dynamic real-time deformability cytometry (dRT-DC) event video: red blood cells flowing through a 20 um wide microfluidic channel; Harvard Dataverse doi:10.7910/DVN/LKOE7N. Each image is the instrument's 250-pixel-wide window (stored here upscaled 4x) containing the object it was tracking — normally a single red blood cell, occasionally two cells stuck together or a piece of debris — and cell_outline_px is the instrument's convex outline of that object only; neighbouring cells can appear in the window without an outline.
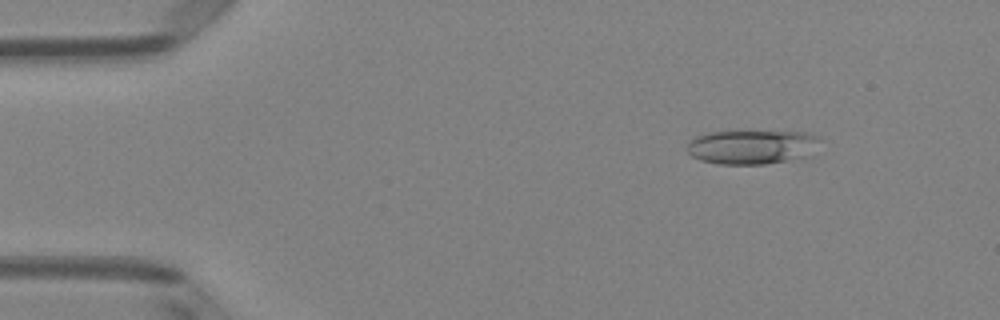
{"species": "Egyptian fruit bat (a non-hibernating species)", "species_latin": "Rousettus aegyptiacus", "temperature_condition": "room temperature", "stored_images_in_passage": 4, "camera_frame_rate_fps": 3000, "um_per_image_px": 0.085, "animal": {"sex": "female"}, "frame": {"image": 1, "passage_image": 2, "time_ms": 0.333, "image_size_px": [1000, 320], "cell_outline_px": [[820, 136], [808, 156], [788, 160], [764, 164], [720, 164], [700, 160], [692, 156], [688, 152], [688, 144], [696, 136], [708, 132], [744, 128], [804, 132]], "centroid_in_image_um": [63.87, 12.42], "position_along_channel_um": 21.1, "area_um2": 27.34}}